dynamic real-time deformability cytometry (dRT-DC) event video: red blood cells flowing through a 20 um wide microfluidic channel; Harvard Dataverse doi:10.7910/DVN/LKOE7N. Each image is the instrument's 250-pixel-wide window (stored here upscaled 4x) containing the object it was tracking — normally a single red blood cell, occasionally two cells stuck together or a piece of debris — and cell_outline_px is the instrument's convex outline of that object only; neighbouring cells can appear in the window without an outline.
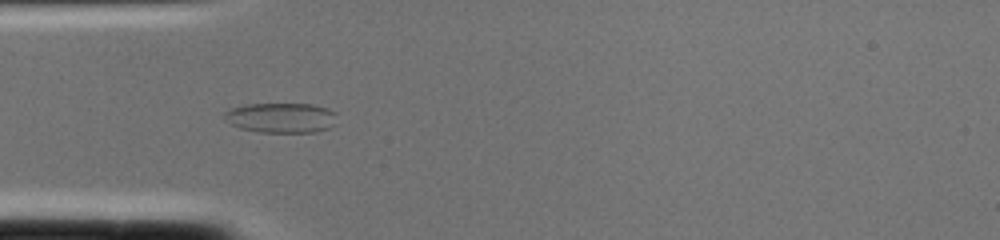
{"species": "common noctule bat (a hibernating species)", "species_latin": "Nyctalus noctula", "temperature_condition": "cold", "stored_images_in_passage": 1, "camera_frame_rate_fps": 3000, "um_per_image_px": 0.085, "animal": {"sex": "female", "body_mass_g": 22.0, "forearm_length_mm": 56.7}, "frame": {"image": 1, "passage_image": 1, "time_ms": 0.0, "image_size_px": [1000, 240], "cell_outline_px": [[336, 112], [332, 124], [328, 128], [316, 132], [260, 132], [240, 128], [224, 120], [224, 112], [228, 108], [248, 104], [312, 104], [328, 108]], "centroid_in_image_um": [23.85, 10.0], "position_along_channel_um": 61.2, "area_um2": 19.65}}